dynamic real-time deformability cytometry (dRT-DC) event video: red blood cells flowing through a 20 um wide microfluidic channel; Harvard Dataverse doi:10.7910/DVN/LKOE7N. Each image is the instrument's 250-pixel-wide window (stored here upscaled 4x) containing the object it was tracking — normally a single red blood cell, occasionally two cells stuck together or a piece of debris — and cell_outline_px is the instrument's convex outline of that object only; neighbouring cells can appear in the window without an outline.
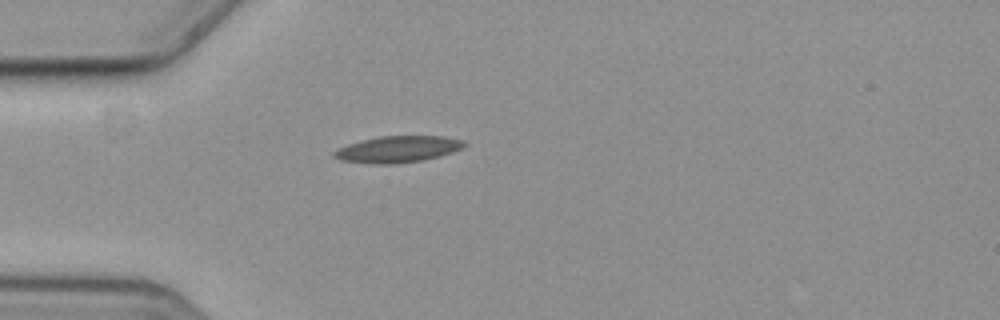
{"species": "common noctule bat (a hibernating species)", "species_latin": "Nyctalus noctula", "temperature_condition": "cold", "stored_images_in_passage": 7, "camera_frame_rate_fps": 3000, "um_per_image_px": 0.085, "animal": {"sex": "female", "body_mass_g": 19.3, "forearm_length_mm": 54.1}, "frame": {"image": 1, "passage_image": 1, "time_ms": 0.0, "image_size_px": [1000, 320], "cell_outline_px": [[468, 144], [464, 148], [440, 156], [424, 160], [396, 164], [372, 164], [340, 160], [332, 156], [332, 152], [336, 148], [348, 144], [380, 136], [444, 136], [464, 140]], "centroid_in_image_um": [33.83, 12.69], "position_along_channel_um": 51.2, "area_um2": 20.35}}
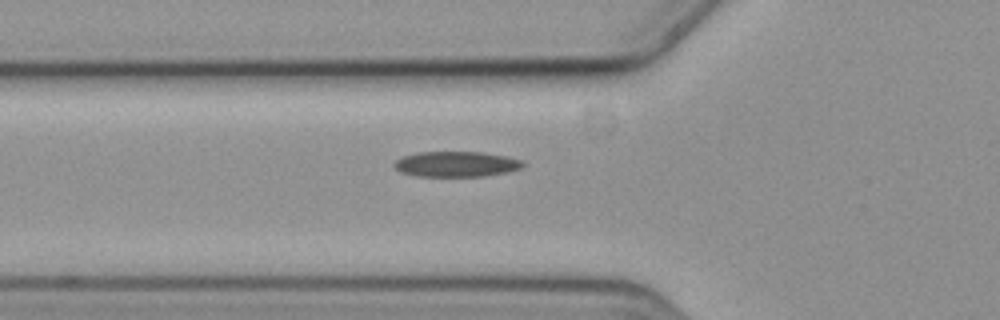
{"frame": {"image": 2, "passage_image": 5, "time_ms": 1.333, "image_size_px": [1000, 320], "cell_outline_px": [[524, 164], [520, 168], [508, 172], [484, 176], [416, 176], [400, 172], [392, 164], [396, 160], [404, 156], [416, 152], [480, 152], [508, 156], [524, 160]], "centroid_in_image_um": [38.79, 13.94], "position_along_channel_um": 87.0, "area_um2": 19.13}}